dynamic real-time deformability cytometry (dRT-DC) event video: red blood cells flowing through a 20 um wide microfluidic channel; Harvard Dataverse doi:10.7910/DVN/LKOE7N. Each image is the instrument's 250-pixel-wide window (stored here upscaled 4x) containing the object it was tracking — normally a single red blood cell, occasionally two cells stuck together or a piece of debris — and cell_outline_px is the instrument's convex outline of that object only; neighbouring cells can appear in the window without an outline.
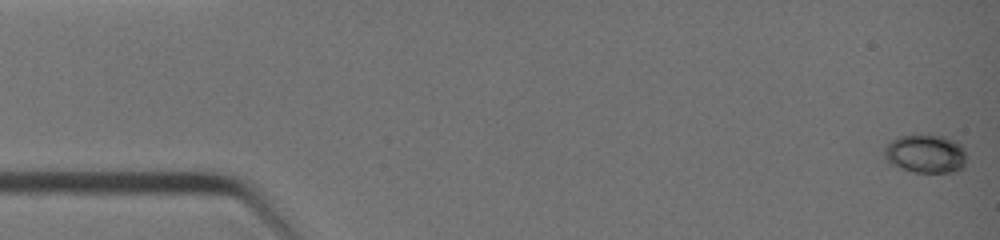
{"species": "common noctule bat (a hibernating species)", "species_latin": "Nyctalus noctula", "temperature_condition": "warm", "stored_images_in_passage": 40, "camera_frame_rate_fps": 3000, "um_per_image_px": 0.085, "animal": {"sex": "female", "body_mass_g": 19.0, "forearm_length_mm": 51.5}, "frame": {"image": 1, "passage_image": 1, "time_ms": 0.0, "image_size_px": [1000, 240], "cell_outline_px": [[964, 168], [956, 172], [916, 172], [892, 164], [884, 156], [884, 148], [892, 140], [900, 136], [912, 132], [944, 136], [956, 140], [964, 148]], "centroid_in_image_um": [78.69, 13.02], "position_along_channel_um": 6.3, "area_um2": 18.73}}
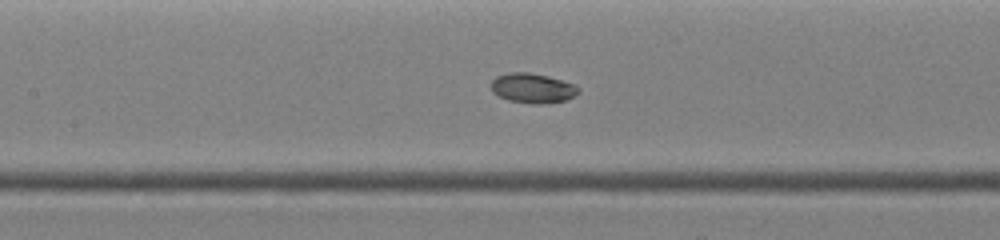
{"frame": {"image": 2, "passage_image": 19, "time_ms": 6.0, "image_size_px": [1000, 240], "cell_outline_px": [[580, 92], [564, 100], [548, 104], [532, 104], [508, 100], [492, 92], [488, 84], [496, 76], [508, 72], [528, 72], [548, 76], [576, 84], [580, 88]], "centroid_in_image_um": [45.25, 7.49], "position_along_channel_um": 162.2, "area_um2": 15.43}}
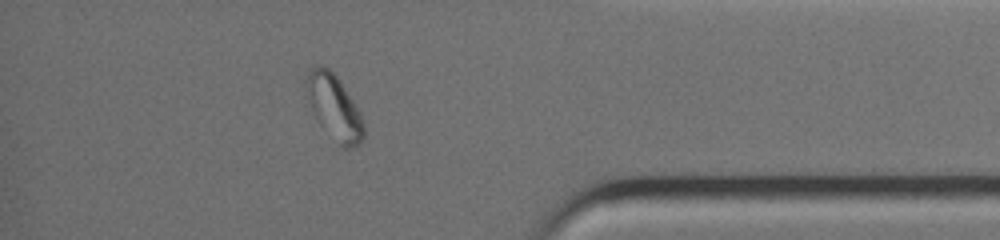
{"frame": {"image": 3, "passage_image": 35, "time_ms": 11.333, "image_size_px": [1000, 240], "cell_outline_px": [[364, 140], [360, 144], [348, 148], [340, 148], [316, 120], [312, 108], [308, 88], [308, 72], [316, 64], [324, 64], [336, 76], [360, 112], [364, 128]], "centroid_in_image_um": [28.45, 9.17], "position_along_channel_um": 406.8, "area_um2": 21.21}, "authors_computed_cell_mechanics": {"area_um2": 15.9239, "velocity_mm_per_s": 4.8598, "shape_relaxation_time_tau1_ms": 2.1826, "shape_relaxation_time_tau2_ms": null, "deformation_change_tau1": 0.0777, "deformation_change_tau2": null}}